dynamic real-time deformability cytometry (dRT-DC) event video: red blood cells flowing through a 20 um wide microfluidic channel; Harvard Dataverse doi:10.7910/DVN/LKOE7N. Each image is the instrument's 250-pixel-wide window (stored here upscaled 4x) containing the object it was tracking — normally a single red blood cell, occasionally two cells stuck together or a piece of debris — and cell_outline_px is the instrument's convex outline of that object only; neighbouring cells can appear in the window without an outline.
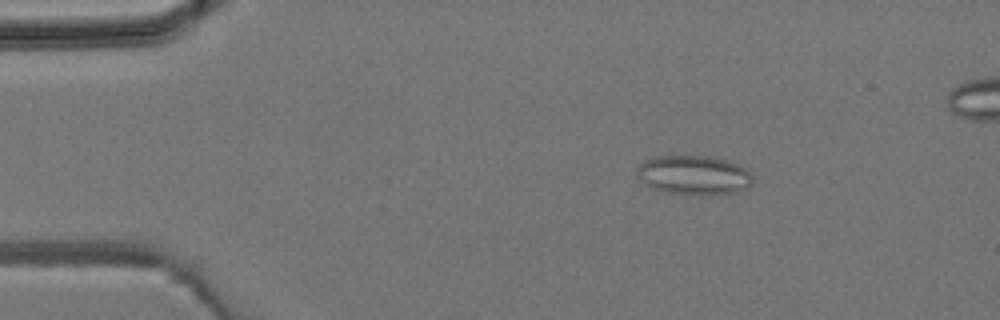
{"species": "common noctule bat (a hibernating species)", "species_latin": "Nyctalus noctula", "temperature_condition": "room temperature", "stored_images_in_passage": 6, "camera_frame_rate_fps": 3000, "um_per_image_px": 0.085, "animal": {"sex": "male", "body_mass_g": 19.2, "forearm_length_mm": 51.8}, "frame": {"image": 1, "passage_image": 3, "time_ms": 2.333, "image_size_px": [1000, 320], "cell_outline_px": [[752, 180], [748, 188], [736, 192], [700, 196], [668, 192], [652, 188], [640, 180], [636, 176], [636, 168], [644, 160], [656, 156], [708, 156], [728, 160], [740, 164], [748, 168], [752, 176]], "centroid_in_image_um": [58.99, 14.88], "position_along_channel_um": 26.0, "area_um2": 26.93}}